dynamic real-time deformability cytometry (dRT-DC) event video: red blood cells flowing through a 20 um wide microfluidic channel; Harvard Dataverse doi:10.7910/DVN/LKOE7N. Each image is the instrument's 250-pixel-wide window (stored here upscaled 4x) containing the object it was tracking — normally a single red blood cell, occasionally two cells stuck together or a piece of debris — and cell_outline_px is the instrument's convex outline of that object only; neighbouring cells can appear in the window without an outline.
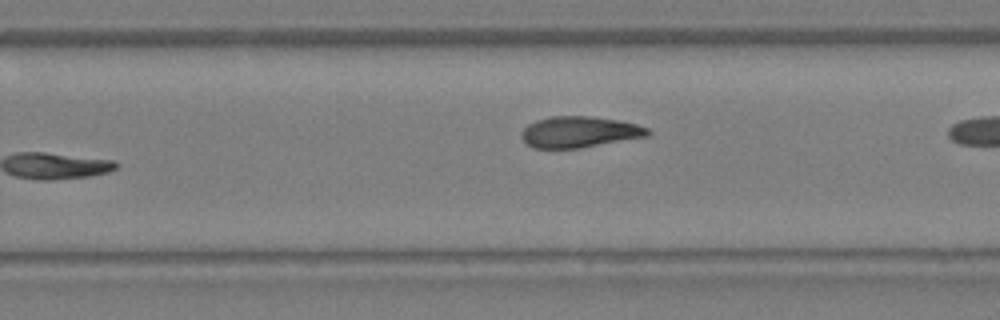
{"species": "Egyptian fruit bat (a non-hibernating species)", "species_latin": "Rousettus aegyptiacus", "temperature_condition": "warm", "stored_images_in_passage": 15, "camera_frame_rate_fps": 3000, "um_per_image_px": 0.085, "animal": {"sex": "female"}, "frame": {"image": 1, "passage_image": 15, "time_ms": 4.667, "image_size_px": [1000, 320], "cell_outline_px": [[652, 132], [648, 136], [580, 148], [532, 148], [520, 136], [524, 128], [528, 124], [536, 120], [552, 116], [588, 116], [616, 120], [636, 124], [648, 128]], "centroid_in_image_um": [49.24, 11.22], "position_along_channel_um": 280.6, "area_um2": 22.77}}